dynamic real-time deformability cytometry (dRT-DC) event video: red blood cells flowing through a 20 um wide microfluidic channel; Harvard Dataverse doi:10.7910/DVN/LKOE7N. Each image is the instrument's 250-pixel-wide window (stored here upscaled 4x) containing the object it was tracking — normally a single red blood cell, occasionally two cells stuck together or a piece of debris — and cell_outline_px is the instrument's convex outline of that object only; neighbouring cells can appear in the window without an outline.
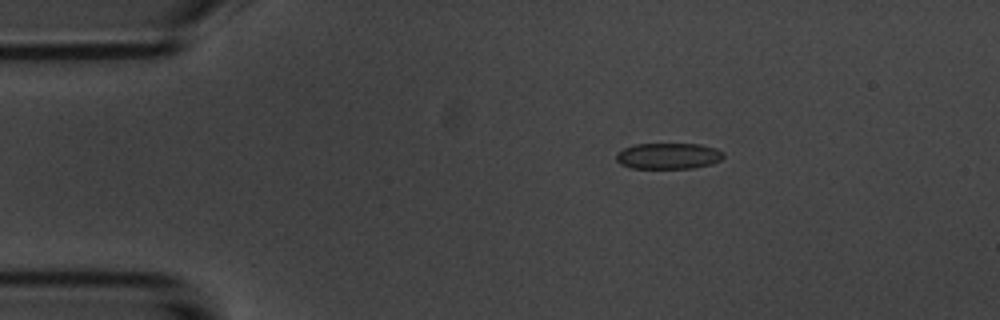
{"species": "common noctule bat (a hibernating species)", "species_latin": "Nyctalus noctula", "temperature_condition": "room temperature", "stored_images_in_passage": 3, "camera_frame_rate_fps": 3000, "um_per_image_px": 0.085, "animal": {"sex": "male", "body_mass_g": 20.1, "forearm_length_mm": 53.5}, "frame": {"image": 1, "passage_image": 1, "time_ms": 0.0, "image_size_px": [1000, 320], "cell_outline_px": [[724, 156], [720, 160], [712, 164], [692, 168], [632, 168], [620, 164], [616, 160], [616, 152], [632, 144], [700, 144], [716, 148], [724, 152]], "centroid_in_image_um": [56.8, 13.25], "position_along_channel_um": 28.2, "area_um2": 16.42}}
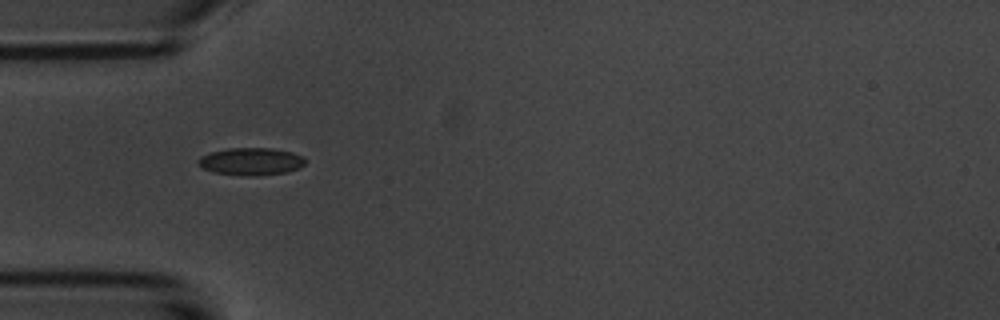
{"frame": {"image": 2, "passage_image": 3, "time_ms": 2.333, "image_size_px": [1000, 320], "cell_outline_px": [[304, 164], [300, 168], [284, 172], [256, 176], [244, 176], [216, 172], [204, 168], [196, 160], [200, 156], [208, 152], [228, 148], [272, 148], [292, 152], [304, 156]], "centroid_in_image_um": [21.34, 13.71], "position_along_channel_um": 63.7, "area_um2": 17.11}}